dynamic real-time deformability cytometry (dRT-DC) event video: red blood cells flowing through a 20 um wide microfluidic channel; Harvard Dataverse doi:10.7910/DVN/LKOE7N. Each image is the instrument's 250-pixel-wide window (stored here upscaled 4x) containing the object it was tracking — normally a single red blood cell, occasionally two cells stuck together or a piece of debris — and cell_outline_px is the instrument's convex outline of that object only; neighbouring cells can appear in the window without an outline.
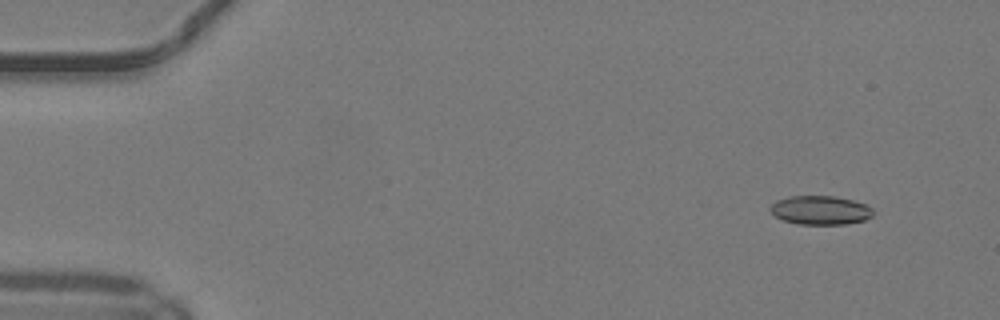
{"species": "common noctule bat (a hibernating species)", "species_latin": "Nyctalus noctula", "temperature_condition": "warm", "stored_images_in_passage": 46, "camera_frame_rate_fps": 3000, "um_per_image_px": 0.085, "animal": {"sex": "male", "body_mass_g": 19.2, "forearm_length_mm": 51.8}, "frame": {"image": 1, "passage_image": 1, "time_ms": 0.0, "image_size_px": [1000, 320], "cell_outline_px": [[872, 216], [864, 220], [848, 224], [796, 224], [784, 220], [776, 216], [768, 208], [776, 200], [788, 196], [836, 196], [852, 200], [864, 204], [872, 208]], "centroid_in_image_um": [69.71, 17.86], "position_along_channel_um": 15.3, "area_um2": 17.28}}
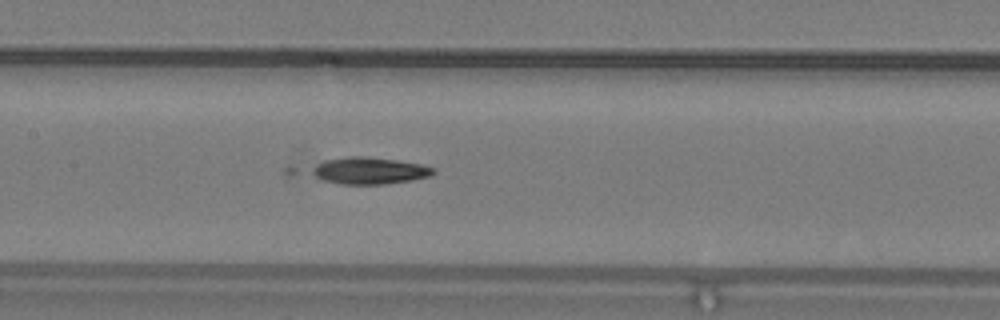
{"frame": {"image": 2, "passage_image": 21, "time_ms": 6.667, "image_size_px": [1000, 320], "cell_outline_px": [[436, 172], [432, 176], [412, 180], [384, 184], [340, 184], [324, 180], [316, 176], [316, 164], [324, 160], [348, 156], [364, 156], [396, 160], [420, 164], [436, 168]], "centroid_in_image_um": [31.49, 14.5], "position_along_channel_um": 175.9, "area_um2": 18.79}}
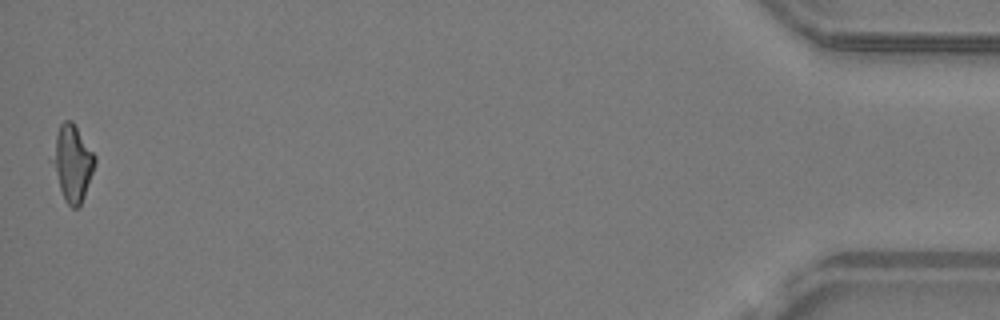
{"frame": {"image": 3, "passage_image": 46, "time_ms": 15.0, "image_size_px": [1000, 320], "cell_outline_px": [[96, 164], [84, 196], [80, 204], [76, 208], [72, 208], [64, 200], [48, 160], [60, 124], [64, 120], [72, 120], [96, 156]], "centroid_in_image_um": [6.11, 13.86], "position_along_channel_um": 429.1, "area_um2": 19.25}}